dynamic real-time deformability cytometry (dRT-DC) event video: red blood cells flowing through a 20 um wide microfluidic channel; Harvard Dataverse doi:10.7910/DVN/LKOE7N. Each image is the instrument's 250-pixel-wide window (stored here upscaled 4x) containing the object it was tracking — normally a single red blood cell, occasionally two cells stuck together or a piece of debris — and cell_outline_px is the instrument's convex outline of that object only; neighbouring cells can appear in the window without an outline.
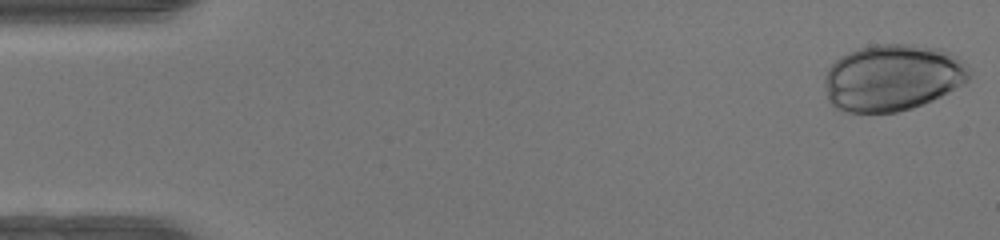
{"species": "human", "species_latin": "Homo sapiens", "temperature_condition": "warm", "stored_images_in_passage": 39, "camera_frame_rate_fps": 3000, "um_per_image_px": 0.085, "donor": {"sex": "female"}, "frame": {"image": 1, "passage_image": 1, "time_ms": 0.0, "image_size_px": [1000, 240], "cell_outline_px": [[972, 76], [964, 84], [924, 104], [912, 108], [896, 112], [844, 112], [832, 108], [828, 100], [824, 84], [824, 76], [828, 68], [840, 56], [848, 52], [860, 48], [876, 44], [912, 44], [940, 48], [964, 60], [972, 68]], "centroid_in_image_um": [75.88, 6.6], "position_along_channel_um": 9.1, "area_um2": 56.93}}
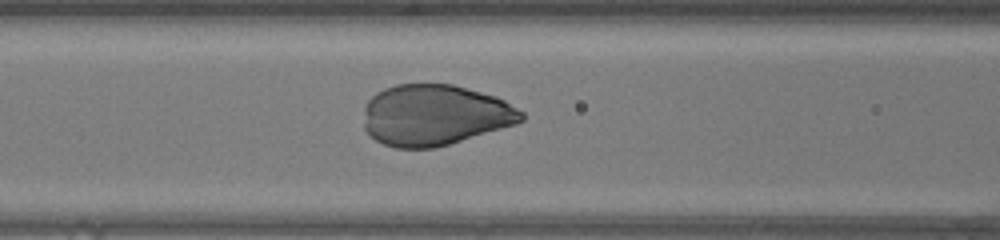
{"frame": {"image": 2, "passage_image": 20, "time_ms": 6.333, "image_size_px": [1000, 240], "cell_outline_px": [[524, 120], [516, 124], [448, 144], [432, 148], [396, 148], [384, 144], [376, 140], [364, 128], [364, 108], [368, 100], [376, 92], [384, 88], [396, 84], [452, 84], [496, 96], [504, 100], [524, 112]], "centroid_in_image_um": [36.95, 9.77], "position_along_channel_um": 129.7, "area_um2": 55.95}}
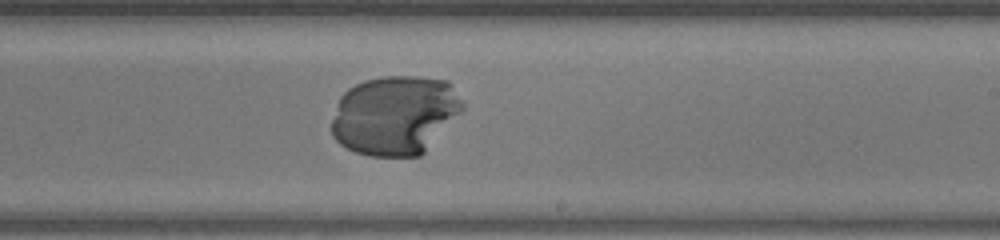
{"frame": {"image": 3, "passage_image": 29, "time_ms": 9.333, "image_size_px": [1000, 240], "cell_outline_px": [[464, 108], [424, 152], [420, 156], [368, 156], [356, 152], [340, 144], [332, 136], [332, 120], [336, 104], [340, 96], [348, 88], [364, 80], [384, 76], [412, 76], [448, 80], [464, 104]], "centroid_in_image_um": [33.55, 9.78], "position_along_channel_um": 255.5, "area_um2": 60.46}}